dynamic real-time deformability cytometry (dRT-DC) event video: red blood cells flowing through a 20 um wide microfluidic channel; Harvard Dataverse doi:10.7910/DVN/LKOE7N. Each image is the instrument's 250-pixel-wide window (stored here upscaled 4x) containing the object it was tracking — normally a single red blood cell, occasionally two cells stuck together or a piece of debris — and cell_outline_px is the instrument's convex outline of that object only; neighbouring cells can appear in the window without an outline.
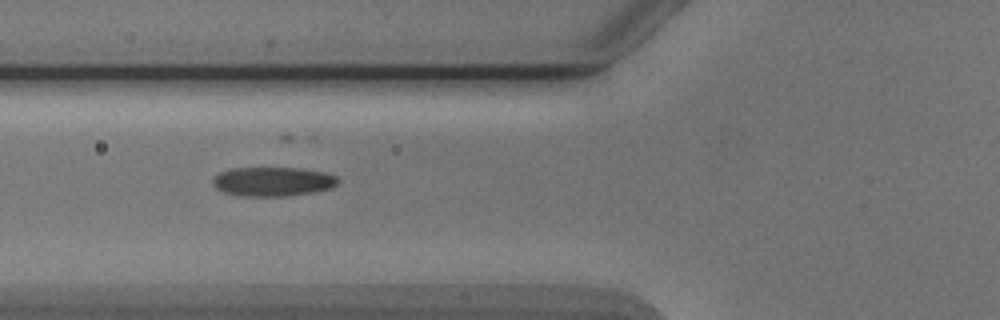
{"species": "Egyptian fruit bat (a non-hibernating species)", "species_latin": "Rousettus aegyptiacus", "temperature_condition": "cold", "stored_images_in_passage": 6, "camera_frame_rate_fps": 3000, "um_per_image_px": 0.085, "animal": {"sex": "male"}, "frame": {"image": 1, "passage_image": 2, "time_ms": 1.0, "image_size_px": [1000, 320], "cell_outline_px": [[340, 180], [332, 188], [312, 192], [288, 196], [240, 196], [224, 192], [216, 188], [212, 184], [212, 180], [220, 172], [232, 168], [300, 168], [328, 172], [336, 176]], "centroid_in_image_um": [23.21, 15.43], "position_along_channel_um": 102.6, "area_um2": 21.44}}
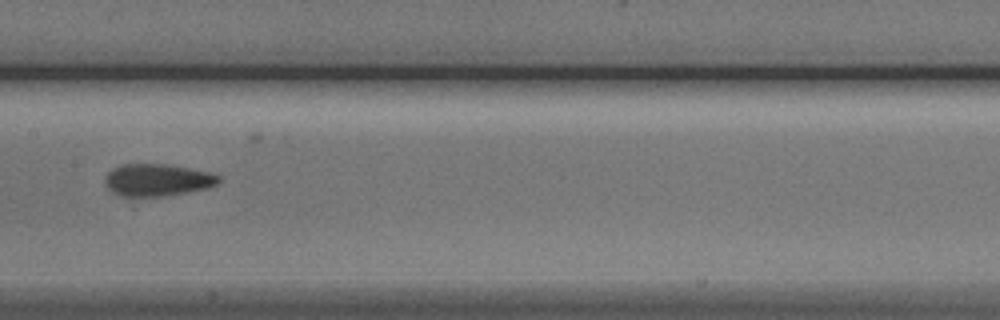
{"frame": {"image": 2, "passage_image": 4, "time_ms": 3.333, "image_size_px": [1000, 320], "cell_outline_px": [[220, 180], [216, 184], [208, 188], [164, 196], [120, 196], [112, 192], [108, 188], [104, 180], [108, 172], [112, 168], [120, 164], [168, 164], [212, 172], [220, 176]], "centroid_in_image_um": [13.37, 15.29], "position_along_channel_um": 194.0, "area_um2": 21.44}}
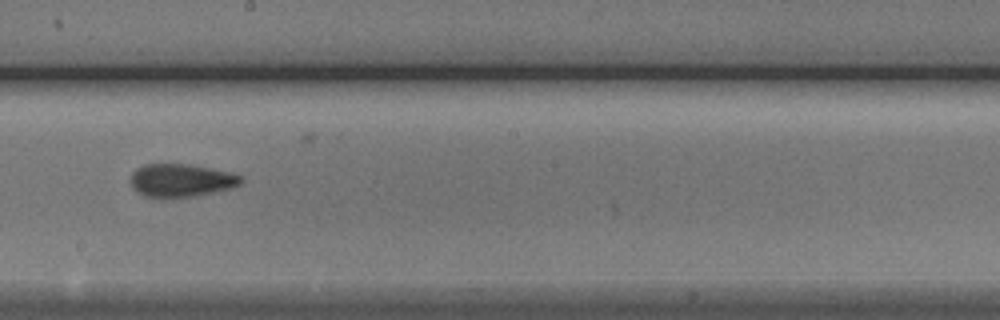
{"frame": {"image": 3, "passage_image": 5, "time_ms": 4.333, "image_size_px": [1000, 320], "cell_outline_px": [[244, 180], [240, 184], [232, 188], [192, 196], [144, 196], [136, 192], [132, 188], [128, 180], [132, 172], [136, 168], [144, 164], [192, 164], [228, 172], [244, 176]], "centroid_in_image_um": [15.36, 15.3], "position_along_channel_um": 232.8, "area_um2": 21.21}}